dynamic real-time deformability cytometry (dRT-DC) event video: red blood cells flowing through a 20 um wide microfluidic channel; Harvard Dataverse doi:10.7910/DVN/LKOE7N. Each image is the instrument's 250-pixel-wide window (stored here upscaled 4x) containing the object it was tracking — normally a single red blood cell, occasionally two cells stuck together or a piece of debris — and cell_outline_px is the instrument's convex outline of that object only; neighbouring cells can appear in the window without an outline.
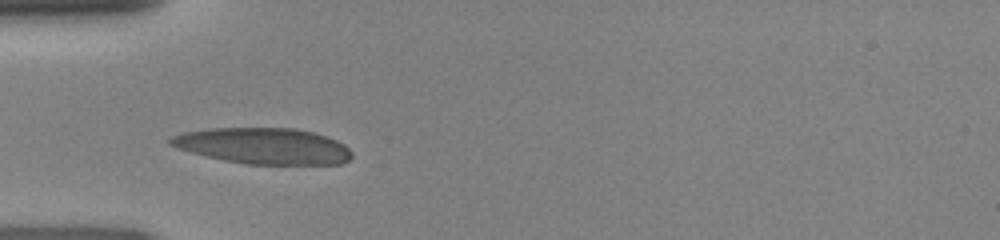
{"species": "human", "species_latin": "Homo sapiens", "temperature_condition": "room temperature", "stored_images_in_passage": 27, "camera_frame_rate_fps": 3000, "um_per_image_px": 0.085, "donor": {"sex": "female"}, "frame": {"image": 1, "passage_image": 1, "time_ms": 0.0, "image_size_px": [1000, 240], "cell_outline_px": [[352, 156], [348, 160], [340, 164], [248, 164], [224, 160], [176, 148], [168, 144], [168, 140], [172, 136], [184, 132], [212, 128], [296, 128], [312, 132], [336, 140], [344, 144], [352, 152]], "centroid_in_image_um": [22.39, 12.4], "position_along_channel_um": 62.6, "area_um2": 37.92}}
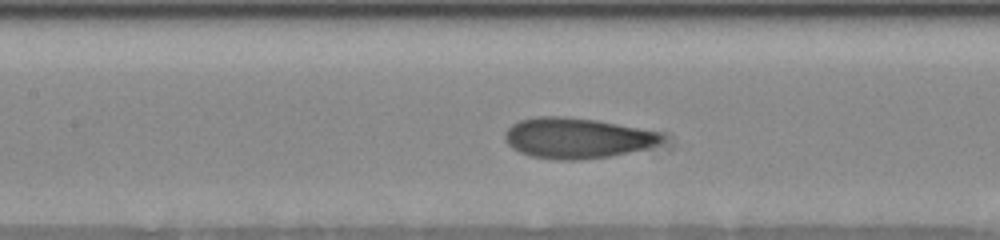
{"frame": {"image": 2, "passage_image": 8, "time_ms": 2.333, "image_size_px": [1000, 240], "cell_outline_px": [[672, 148], [580, 160], [556, 160], [532, 156], [520, 152], [512, 148], [504, 140], [504, 132], [512, 124], [520, 120], [536, 116], [564, 116], [596, 120], [668, 132], [672, 136]], "centroid_in_image_um": [49.42, 11.76], "position_along_channel_um": 158.0, "area_um2": 39.59}}
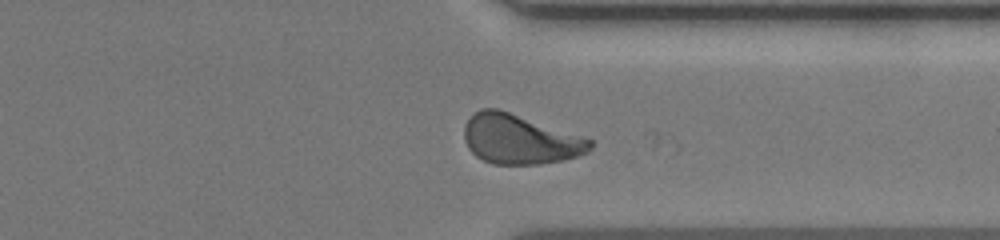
{"frame": {"image": 3, "passage_image": 23, "time_ms": 7.333, "image_size_px": [1000, 240], "cell_outline_px": [[592, 148], [588, 152], [564, 160], [540, 164], [492, 164], [476, 156], [468, 148], [464, 140], [464, 124], [480, 108], [496, 108], [592, 140]], "centroid_in_image_um": [44.15, 11.86], "position_along_channel_um": 367.3, "area_um2": 35.89}}